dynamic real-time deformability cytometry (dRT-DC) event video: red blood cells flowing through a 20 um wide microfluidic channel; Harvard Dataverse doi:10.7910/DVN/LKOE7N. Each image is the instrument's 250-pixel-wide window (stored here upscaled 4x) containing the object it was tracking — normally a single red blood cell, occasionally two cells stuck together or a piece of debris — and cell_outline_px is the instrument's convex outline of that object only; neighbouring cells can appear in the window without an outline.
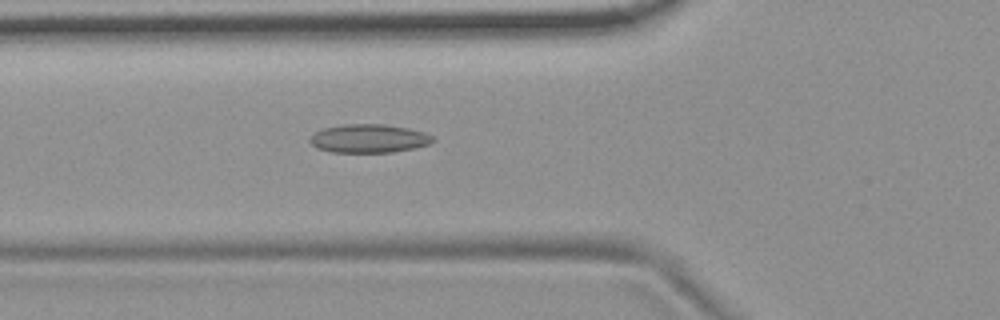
{"species": "common noctule bat (a hibernating species)", "species_latin": "Nyctalus noctula", "temperature_condition": "room temperature", "stored_images_in_passage": 3, "camera_frame_rate_fps": 3000, "um_per_image_px": 0.085, "animal": {"sex": "female", "body_mass_g": 19.9}, "frame": {"image": 1, "passage_image": 3, "time_ms": 0.667, "image_size_px": [1000, 320], "cell_outline_px": [[436, 140], [432, 144], [416, 148], [392, 152], [332, 152], [316, 148], [308, 140], [316, 132], [324, 128], [344, 124], [384, 124], [408, 128], [424, 132], [432, 136]], "centroid_in_image_um": [31.4, 11.77], "position_along_channel_um": 94.4, "area_um2": 20.52}}